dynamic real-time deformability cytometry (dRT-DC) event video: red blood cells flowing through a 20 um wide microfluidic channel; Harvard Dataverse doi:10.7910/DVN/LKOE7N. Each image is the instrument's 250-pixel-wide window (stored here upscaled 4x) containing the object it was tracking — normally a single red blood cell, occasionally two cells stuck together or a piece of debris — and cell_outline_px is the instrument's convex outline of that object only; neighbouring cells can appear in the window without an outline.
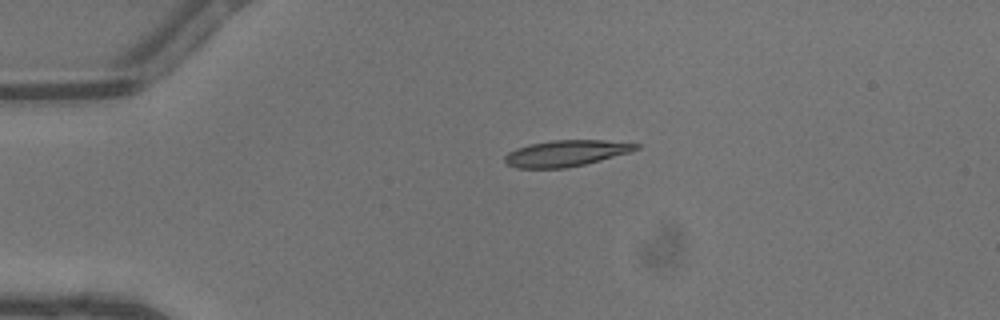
{"species": "common noctule bat (a hibernating species)", "species_latin": "Nyctalus noctula", "temperature_condition": "warm", "stored_images_in_passage": 36, "camera_frame_rate_fps": 3000, "um_per_image_px": 0.085, "animal": {"sex": "male", "body_mass_g": 13.3}, "frame": {"image": 1, "passage_image": 1, "time_ms": 0.0, "image_size_px": [1000, 320], "cell_outline_px": [[640, 148], [628, 152], [600, 160], [584, 164], [564, 168], [516, 168], [508, 164], [504, 160], [504, 156], [508, 152], [516, 148], [528, 144], [552, 140], [604, 140], [640, 144]], "centroid_in_image_um": [48.07, 13.02], "position_along_channel_um": 36.9, "area_um2": 19.88}}
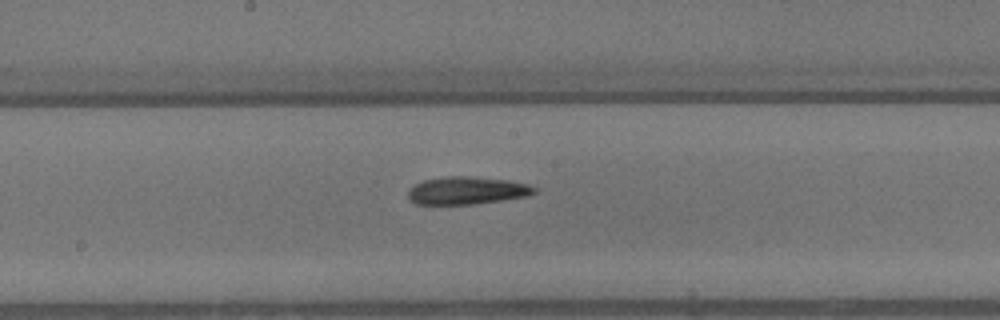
{"frame": {"image": 2, "passage_image": 15, "time_ms": 4.667, "image_size_px": [1000, 320], "cell_outline_px": [[536, 192], [528, 196], [476, 204], [416, 204], [408, 200], [408, 192], [416, 184], [424, 180], [448, 176], [468, 176], [508, 180], [528, 184], [536, 188]], "centroid_in_image_um": [39.7, 16.2], "position_along_channel_um": 208.5, "area_um2": 20.29}}
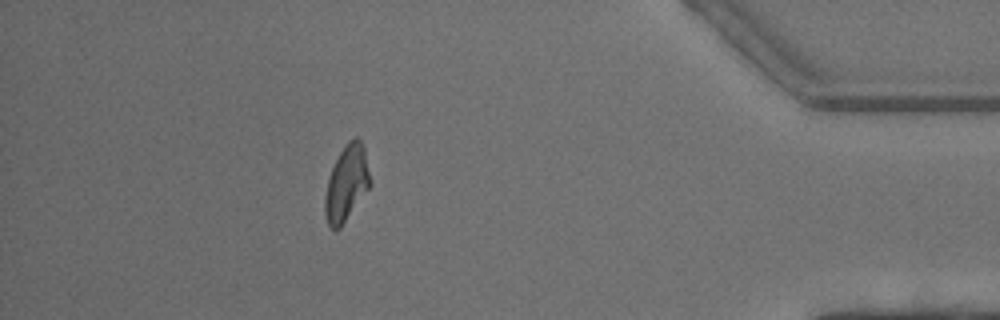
{"frame": {"image": 3, "passage_image": 31, "time_ms": 10.0, "image_size_px": [1000, 320], "cell_outline_px": [[372, 184], [340, 228], [332, 228], [328, 224], [324, 212], [324, 196], [328, 176], [340, 152], [348, 140], [356, 136], [360, 140], [364, 148]], "centroid_in_image_um": [29.45, 15.57], "position_along_channel_um": 405.7, "area_um2": 19.88}, "authors_computed_cell_mechanics": {"area_um2": 19.8832, "velocity_mm_per_s": 4.5928, "shape_relaxation_time_tau1_ms": 8.9072, "shape_relaxation_time_tau2_ms": 5.2658, "deformation_change_tau1": 0.2524, "deformation_change_tau2": 0.1761}}